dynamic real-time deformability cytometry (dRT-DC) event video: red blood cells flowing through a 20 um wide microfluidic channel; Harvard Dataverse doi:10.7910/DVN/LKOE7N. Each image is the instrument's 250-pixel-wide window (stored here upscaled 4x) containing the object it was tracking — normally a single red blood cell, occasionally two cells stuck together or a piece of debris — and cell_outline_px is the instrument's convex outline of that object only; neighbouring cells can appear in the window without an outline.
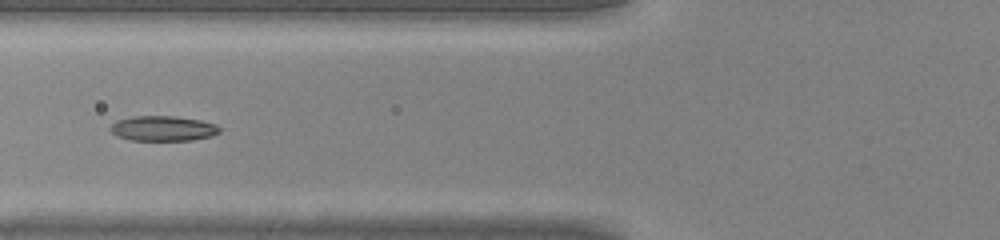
{"species": "common noctule bat (a hibernating species)", "species_latin": "Nyctalus noctula", "temperature_condition": "warm", "stored_images_in_passage": 31, "camera_frame_rate_fps": 3000, "um_per_image_px": 0.085, "animal": {"sex": "male", "body_mass_g": 20.0, "forearm_length_mm": 53.3}, "frame": {"image": 1, "passage_image": 4, "time_ms": 1.0, "image_size_px": [1000, 240], "cell_outline_px": [[220, 132], [212, 136], [192, 140], [132, 140], [116, 136], [108, 128], [116, 120], [132, 116], [176, 116], [200, 120], [216, 124], [220, 128]], "centroid_in_image_um": [13.84, 10.91], "position_along_channel_um": 112.0, "area_um2": 16.07}}
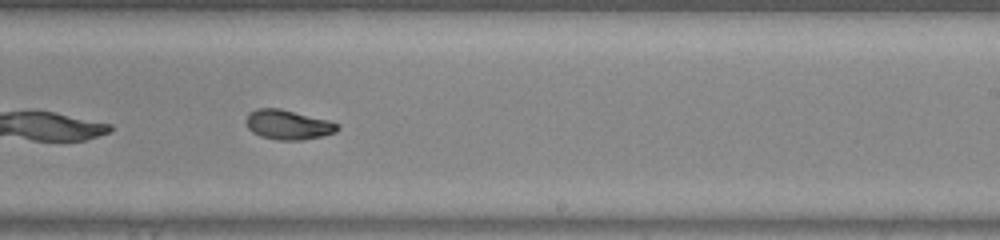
{"frame": {"image": 2, "passage_image": 14, "time_ms": 4.333, "image_size_px": [1000, 240], "cell_outline_px": [[340, 128], [336, 132], [324, 136], [300, 140], [276, 140], [260, 136], [252, 132], [248, 128], [244, 120], [248, 112], [256, 108], [280, 108], [328, 120], [340, 124]], "centroid_in_image_um": [24.47, 10.6], "position_along_channel_um": 264.5, "area_um2": 16.07}}
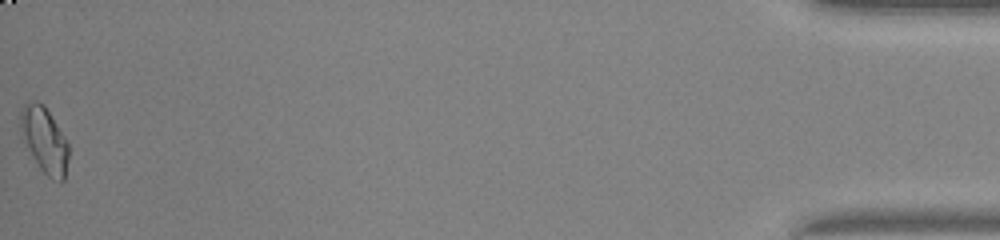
{"frame": {"image": 3, "passage_image": 31, "time_ms": 10.0, "image_size_px": [1000, 240], "cell_outline_px": [[68, 160], [64, 180], [60, 184], [52, 180], [40, 168], [20, 128], [20, 112], [24, 104], [36, 100], [44, 104], [64, 136], [68, 144]], "centroid_in_image_um": [3.82, 11.9], "position_along_channel_um": 431.4, "area_um2": 17.92}}